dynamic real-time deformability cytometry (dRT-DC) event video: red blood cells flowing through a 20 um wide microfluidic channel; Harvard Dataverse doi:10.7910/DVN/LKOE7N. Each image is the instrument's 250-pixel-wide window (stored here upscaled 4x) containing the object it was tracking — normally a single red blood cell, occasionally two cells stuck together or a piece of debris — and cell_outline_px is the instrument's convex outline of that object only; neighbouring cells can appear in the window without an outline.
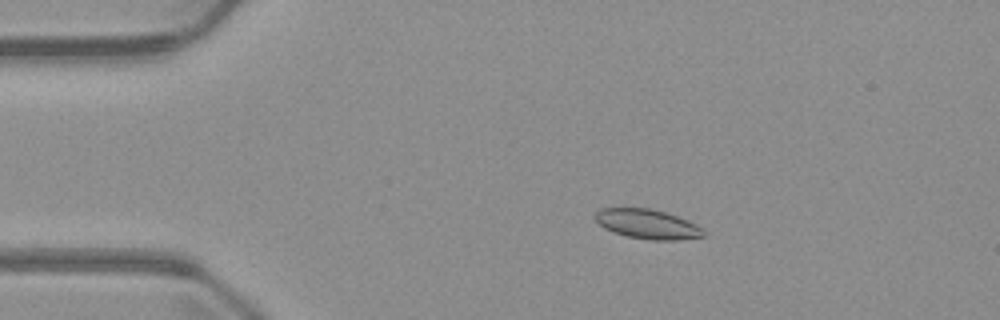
{"species": "common noctule bat (a hibernating species)", "species_latin": "Nyctalus noctula", "temperature_condition": "warm", "stored_images_in_passage": 5, "camera_frame_rate_fps": 3000, "um_per_image_px": 0.085, "animal": {"sex": "male", "body_mass_g": 23.1, "forearm_length_mm": 52.7}, "frame": {"image": 1, "passage_image": 2, "time_ms": 1.333, "image_size_px": [1000, 320], "cell_outline_px": [[708, 236], [680, 240], [648, 240], [628, 236], [612, 232], [604, 228], [592, 216], [600, 208], [652, 208], [688, 220], [704, 228]], "centroid_in_image_um": [55.07, 19.05], "position_along_channel_um": 29.9, "area_um2": 18.96}}
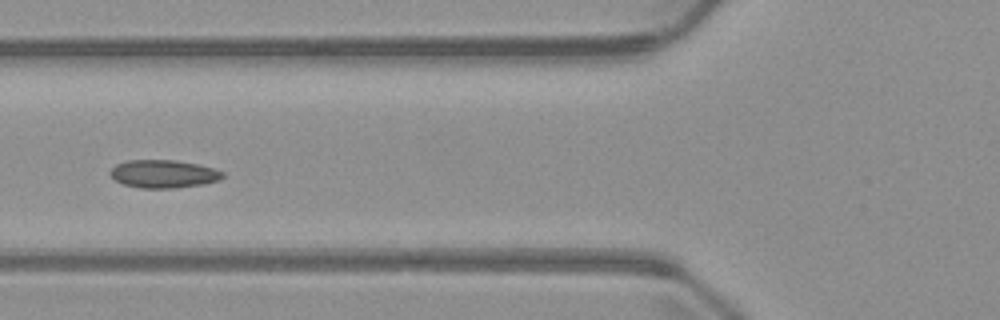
{"frame": {"image": 2, "passage_image": 4, "time_ms": 4.667, "image_size_px": [1000, 320], "cell_outline_px": [[224, 176], [220, 180], [204, 184], [172, 188], [140, 188], [124, 184], [116, 180], [108, 172], [116, 164], [128, 160], [176, 160], [200, 164], [224, 172]], "centroid_in_image_um": [13.92, 14.77], "position_along_channel_um": 111.9, "area_um2": 18.38}}
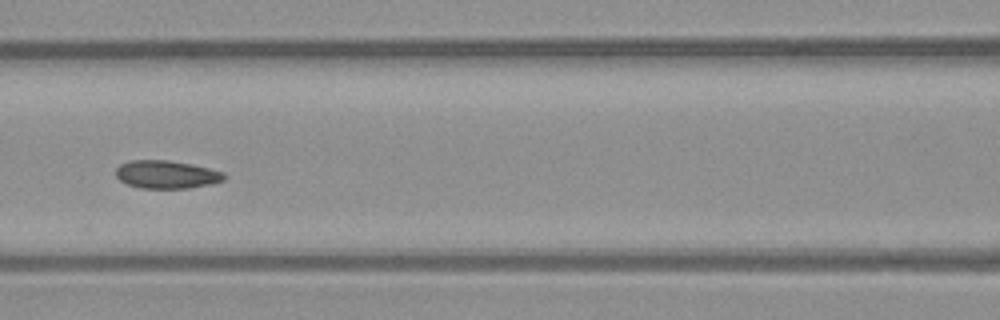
{"frame": {"image": 3, "passage_image": 5, "time_ms": 5.667, "image_size_px": [1000, 320], "cell_outline_px": [[224, 180], [212, 184], [188, 188], [140, 188], [128, 184], [120, 180], [116, 176], [116, 168], [120, 164], [128, 160], [168, 160], [192, 164], [224, 172]], "centroid_in_image_um": [14.14, 14.82], "position_along_channel_um": 152.5, "area_um2": 17.69}}